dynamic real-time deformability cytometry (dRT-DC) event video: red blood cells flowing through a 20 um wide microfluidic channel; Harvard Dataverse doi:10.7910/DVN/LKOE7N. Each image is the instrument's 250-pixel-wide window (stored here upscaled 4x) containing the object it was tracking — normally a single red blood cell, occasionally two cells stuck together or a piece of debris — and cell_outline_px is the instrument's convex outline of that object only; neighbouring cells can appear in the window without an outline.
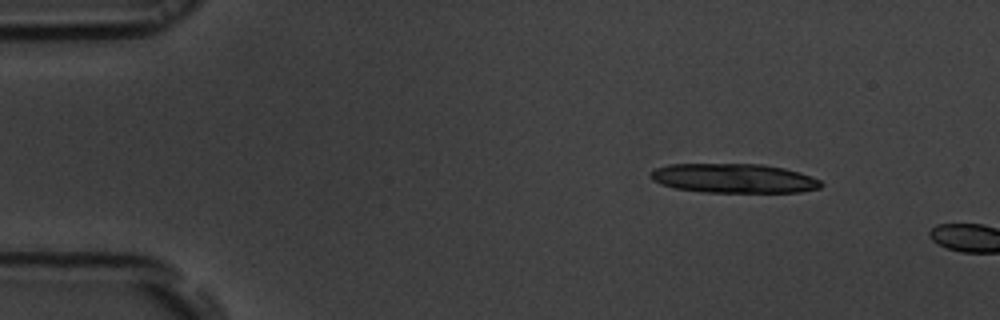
{"species": "common noctule bat (a hibernating species)", "species_latin": "Nyctalus noctula", "temperature_condition": "room temperature", "stored_images_in_passage": 4, "camera_frame_rate_fps": 3000, "um_per_image_px": 0.085, "animal": {"sex": "male", "body_mass_g": 19.5, "forearm_length_mm": 54.6}, "frame": {"image": 1, "passage_image": 1, "time_ms": 0.0, "image_size_px": [1000, 320], "cell_outline_px": [[824, 184], [820, 188], [800, 192], [704, 192], [676, 188], [660, 184], [652, 180], [648, 172], [656, 168], [668, 164], [760, 164], [784, 168], [800, 172], [820, 180]], "centroid_in_image_um": [62.36, 15.15], "position_along_channel_um": 22.6, "area_um2": 29.19}}